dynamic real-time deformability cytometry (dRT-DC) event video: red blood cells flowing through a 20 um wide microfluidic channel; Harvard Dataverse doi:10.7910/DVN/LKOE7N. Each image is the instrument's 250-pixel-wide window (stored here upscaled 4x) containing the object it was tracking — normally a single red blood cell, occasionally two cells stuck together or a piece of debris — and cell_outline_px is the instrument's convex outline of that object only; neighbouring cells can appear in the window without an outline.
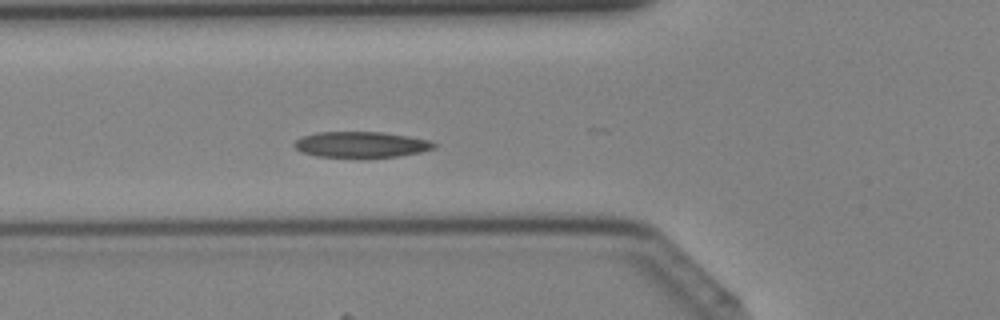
{"species": "Egyptian fruit bat (a non-hibernating species)", "species_latin": "Rousettus aegyptiacus", "temperature_condition": "cold", "stored_images_in_passage": 27, "camera_frame_rate_fps": 3000, "um_per_image_px": 0.085, "animal": {"sex": "female"}, "frame": {"image": 1, "passage_image": 7, "time_ms": 2.0, "image_size_px": [1000, 320], "cell_outline_px": [[436, 148], [420, 152], [396, 156], [316, 156], [304, 152], [296, 148], [292, 144], [300, 136], [316, 132], [380, 132], [408, 136], [428, 140], [436, 144]], "centroid_in_image_um": [30.67, 12.26], "position_along_channel_um": 95.1, "area_um2": 20.58}}
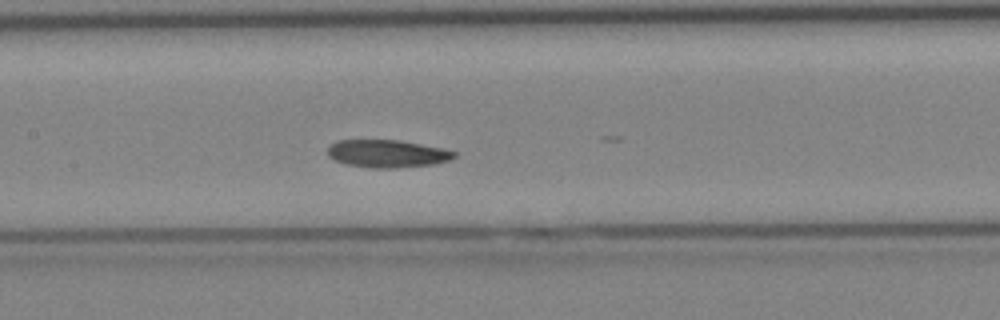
{"frame": {"image": 2, "passage_image": 12, "time_ms": 3.667, "image_size_px": [1000, 320], "cell_outline_px": [[456, 156], [448, 160], [432, 164], [396, 168], [372, 168], [344, 164], [328, 156], [328, 148], [336, 140], [400, 140], [444, 148], [456, 152]], "centroid_in_image_um": [32.91, 13.05], "position_along_channel_um": 174.5, "area_um2": 20.4}}
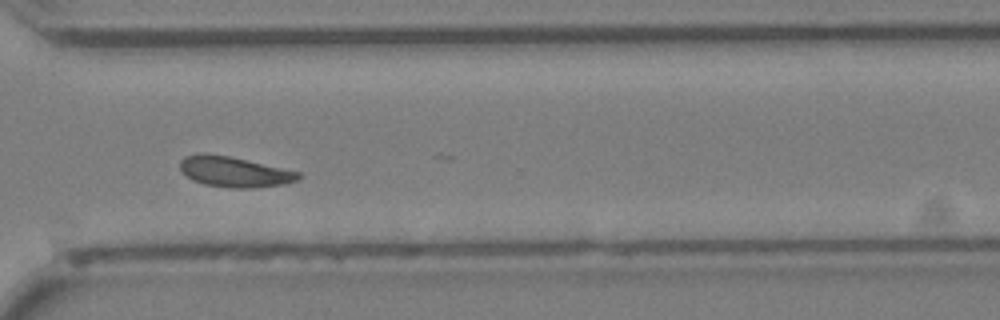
{"frame": {"image": 3, "passage_image": 23, "time_ms": 7.333, "image_size_px": [1000, 320], "cell_outline_px": [[304, 176], [288, 184], [252, 188], [232, 188], [204, 184], [192, 180], [180, 172], [180, 160], [184, 156], [200, 152], [204, 152], [228, 156], [300, 172]], "centroid_in_image_um": [19.89, 14.6], "position_along_channel_um": 350.7, "area_um2": 21.21}}